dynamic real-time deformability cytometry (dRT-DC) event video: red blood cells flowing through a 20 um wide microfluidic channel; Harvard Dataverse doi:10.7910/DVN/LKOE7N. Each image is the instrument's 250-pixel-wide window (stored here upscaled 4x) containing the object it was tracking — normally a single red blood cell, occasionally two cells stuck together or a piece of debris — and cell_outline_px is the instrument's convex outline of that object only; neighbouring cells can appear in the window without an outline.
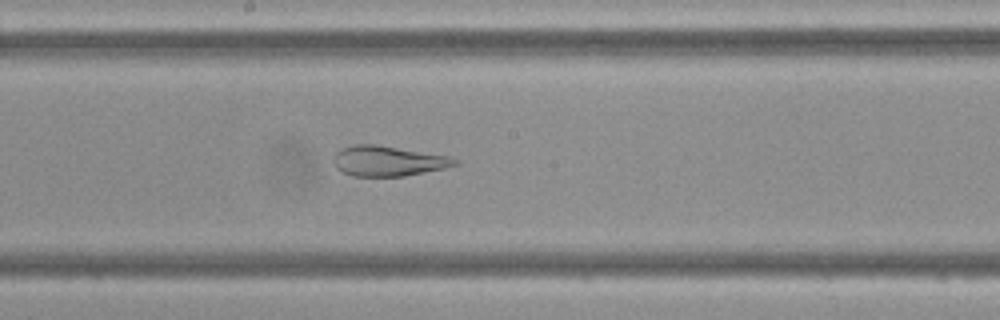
{"species": "Egyptian fruit bat (a non-hibernating species)", "species_latin": "Rousettus aegyptiacus", "temperature_condition": "cold", "stored_images_in_passage": 47, "camera_frame_rate_fps": 3000, "um_per_image_px": 0.085, "frame": {"image": 1, "passage_image": 25, "time_ms": 8.0, "image_size_px": [1000, 320], "cell_outline_px": [[460, 164], [444, 168], [404, 176], [352, 176], [336, 168], [336, 152], [340, 148], [352, 144], [376, 144], [452, 156], [460, 160]], "centroid_in_image_um": [33.05, 13.67], "position_along_channel_um": 215.1, "area_um2": 21.44}}
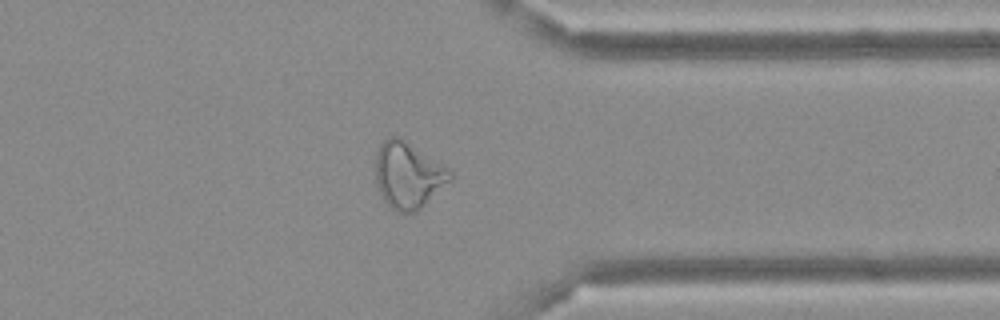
{"frame": {"image": 2, "passage_image": 37, "time_ms": 12.0, "image_size_px": [1000, 320], "cell_outline_px": [[452, 180], [416, 212], [400, 212], [388, 208], [376, 184], [376, 152], [380, 144], [388, 136], [400, 136], [452, 172]], "centroid_in_image_um": [34.66, 14.89], "position_along_channel_um": 376.7, "area_um2": 28.67}}
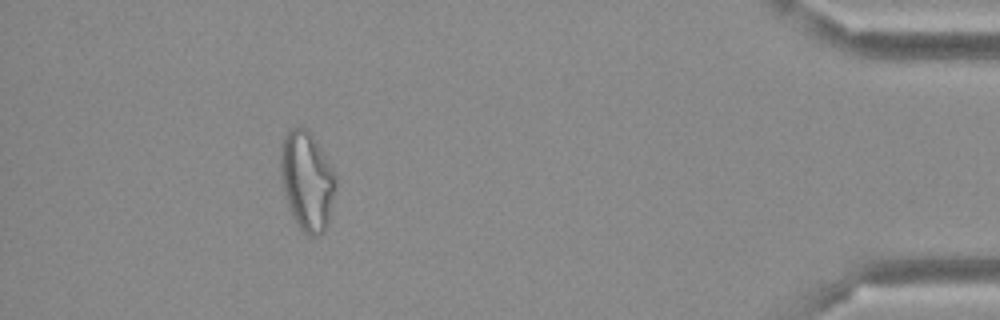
{"frame": {"image": 3, "passage_image": 43, "time_ms": 14.0, "image_size_px": [1000, 320], "cell_outline_px": [[336, 188], [328, 224], [324, 232], [320, 236], [312, 236], [304, 232], [296, 224], [288, 208], [280, 176], [280, 148], [284, 136], [292, 128], [308, 128], [336, 172]], "centroid_in_image_um": [26.1, 15.39], "position_along_channel_um": 409.1, "area_um2": 32.31}}